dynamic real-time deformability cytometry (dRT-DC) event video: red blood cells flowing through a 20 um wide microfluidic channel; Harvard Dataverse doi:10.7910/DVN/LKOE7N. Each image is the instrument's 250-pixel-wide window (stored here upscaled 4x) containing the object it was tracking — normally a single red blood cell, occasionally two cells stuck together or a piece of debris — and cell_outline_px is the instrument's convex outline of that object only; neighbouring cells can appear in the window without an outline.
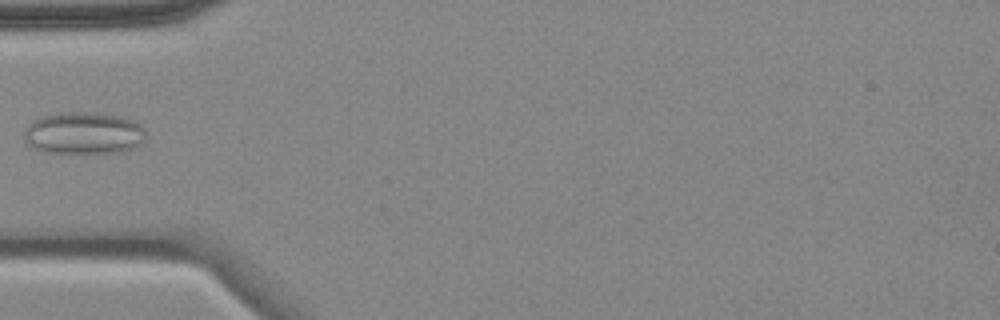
{"species": "common noctule bat (a hibernating species)", "species_latin": "Nyctalus noctula", "temperature_condition": "cold", "stored_images_in_passage": 5, "camera_frame_rate_fps": 3000, "um_per_image_px": 0.085, "animal": {"sex": "female", "body_mass_g": 18.4}, "frame": {"image": 1, "passage_image": 5, "time_ms": 4.667, "image_size_px": [1000, 320], "cell_outline_px": [[144, 140], [140, 144], [132, 148], [120, 152], [44, 152], [28, 144], [24, 140], [24, 128], [32, 120], [40, 116], [60, 112], [96, 112], [124, 116], [140, 124], [144, 128]], "centroid_in_image_um": [7.09, 11.28], "position_along_channel_um": 77.9, "area_um2": 30.06}}